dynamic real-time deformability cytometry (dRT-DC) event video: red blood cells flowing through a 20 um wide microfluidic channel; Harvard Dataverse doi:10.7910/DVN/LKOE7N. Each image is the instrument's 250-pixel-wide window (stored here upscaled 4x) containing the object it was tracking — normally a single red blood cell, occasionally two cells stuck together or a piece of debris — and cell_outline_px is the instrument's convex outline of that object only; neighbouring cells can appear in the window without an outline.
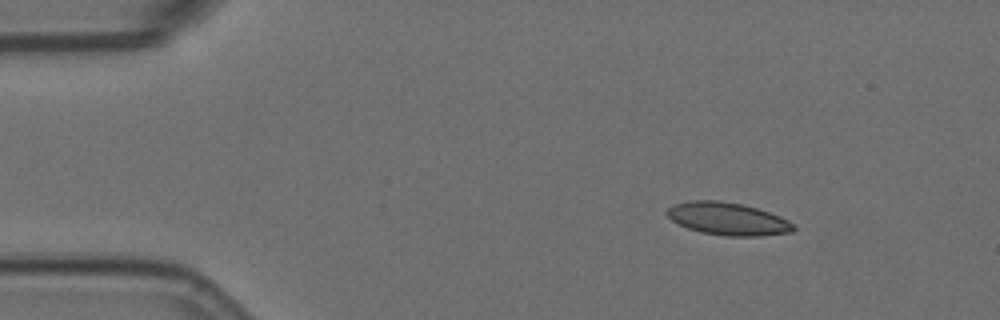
{"species": "Egyptian fruit bat (a non-hibernating species)", "species_latin": "Rousettus aegyptiacus", "temperature_condition": "room temperature", "stored_images_in_passage": 4, "camera_frame_rate_fps": 3000, "um_per_image_px": 0.085, "animal": {"sex": "female"}, "frame": {"image": 1, "passage_image": 2, "time_ms": 0.333, "image_size_px": [1000, 320], "cell_outline_px": [[796, 228], [792, 232], [760, 236], [724, 236], [700, 232], [688, 228], [672, 220], [664, 212], [668, 208], [676, 204], [688, 200], [716, 200], [740, 204], [756, 208], [780, 216], [796, 224]], "centroid_in_image_um": [61.88, 18.61], "position_along_channel_um": 23.1, "area_um2": 24.04}}